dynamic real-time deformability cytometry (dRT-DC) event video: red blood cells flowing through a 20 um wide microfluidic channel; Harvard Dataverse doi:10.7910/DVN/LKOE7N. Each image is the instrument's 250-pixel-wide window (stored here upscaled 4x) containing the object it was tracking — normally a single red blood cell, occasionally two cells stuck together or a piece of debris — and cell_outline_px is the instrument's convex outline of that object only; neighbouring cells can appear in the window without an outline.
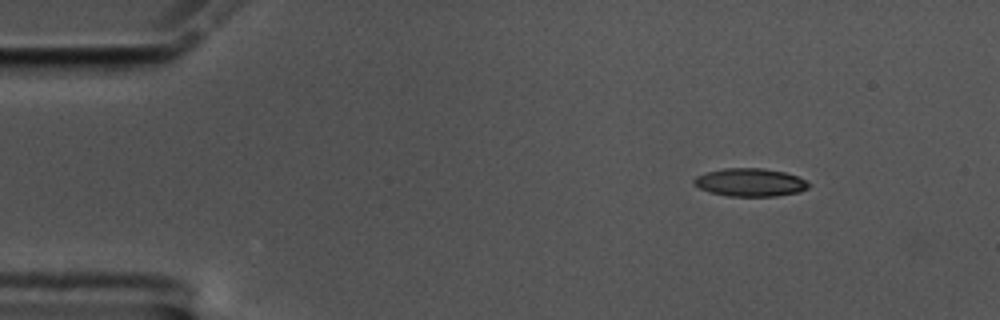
{"species": "common noctule bat (a hibernating species)", "species_latin": "Nyctalus noctula", "temperature_condition": "cold", "stored_images_in_passage": 51, "camera_frame_rate_fps": 3000, "um_per_image_px": 0.085, "animal": {"sex": "male", "body_mass_g": 17.5, "forearm_length_mm": 52.3}, "frame": {"image": 1, "passage_image": 1, "time_ms": 0.0, "image_size_px": [1000, 320], "cell_outline_px": [[812, 184], [808, 188], [800, 192], [776, 196], [728, 196], [708, 192], [692, 184], [692, 180], [696, 176], [708, 172], [724, 168], [764, 168], [784, 172], [796, 176]], "centroid_in_image_um": [63.75, 15.51], "position_along_channel_um": 21.2, "area_um2": 18.84}}
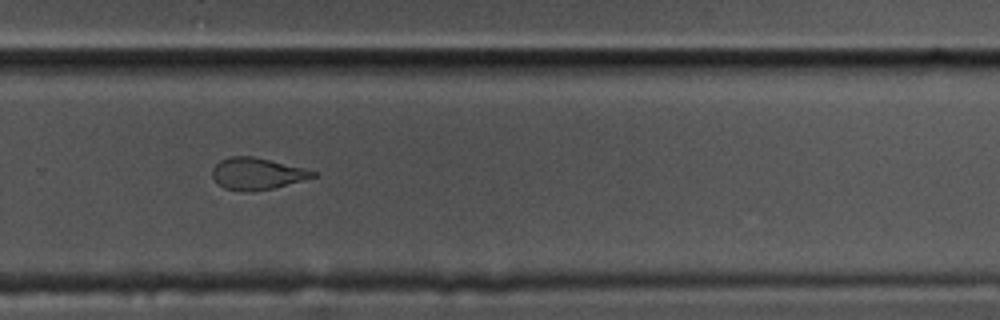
{"frame": {"image": 2, "passage_image": 32, "time_ms": 10.333, "image_size_px": [1000, 320], "cell_outline_px": [[316, 176], [272, 188], [252, 192], [240, 192], [224, 188], [216, 184], [212, 176], [212, 168], [220, 160], [228, 156], [252, 156], [308, 168], [316, 172]], "centroid_in_image_um": [21.8, 14.76], "position_along_channel_um": 308.0, "area_um2": 18.84}}
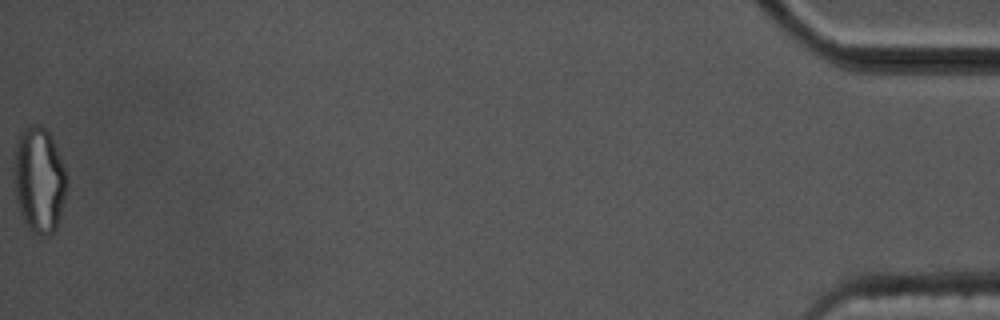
{"frame": {"image": 3, "passage_image": 51, "time_ms": 16.667, "image_size_px": [1000, 320], "cell_outline_px": [[68, 180], [64, 200], [56, 228], [48, 236], [44, 236], [28, 228], [20, 212], [16, 200], [12, 176], [16, 144], [20, 132], [24, 128], [32, 124], [40, 124], [48, 132], [64, 164], [68, 176]], "centroid_in_image_um": [3.31, 15.27], "position_along_channel_um": 431.9, "area_um2": 32.77}, "authors_computed_cell_mechanics": {"area_um2": 19.5364, "velocity_mm_per_s": 3.5361, "shape_relaxation_time_tau1_ms": 8.9788, "shape_relaxation_time_tau2_ms": 2.4047, "deformation_change_tau1": 0.2381, "deformation_change_tau2": 0.1022}}